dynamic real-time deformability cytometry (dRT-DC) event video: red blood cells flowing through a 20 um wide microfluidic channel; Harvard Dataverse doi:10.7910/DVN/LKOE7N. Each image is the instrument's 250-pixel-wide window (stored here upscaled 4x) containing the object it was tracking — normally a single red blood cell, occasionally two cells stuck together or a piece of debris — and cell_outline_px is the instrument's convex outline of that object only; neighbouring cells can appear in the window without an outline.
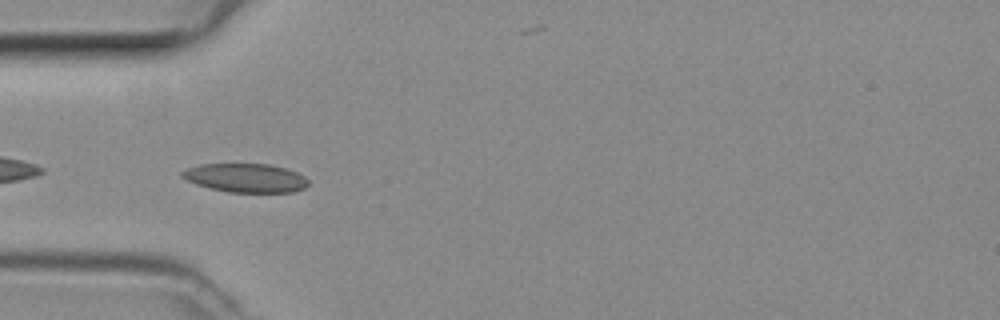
{"species": "common noctule bat (a hibernating species)", "species_latin": "Nyctalus noctula", "temperature_condition": "room temperature", "stored_images_in_passage": 45, "camera_frame_rate_fps": 3000, "um_per_image_px": 0.085, "animal": {"sex": "female", "body_mass_g": 29.2, "forearm_length_mm": 56.3}, "frame": {"image": 1, "passage_image": 12, "time_ms": 3.667, "image_size_px": [1000, 320], "cell_outline_px": [[308, 184], [304, 188], [292, 192], [228, 192], [208, 188], [196, 184], [180, 176], [180, 172], [188, 168], [200, 164], [268, 164], [288, 168], [304, 176], [308, 180]], "centroid_in_image_um": [20.88, 15.12], "position_along_channel_um": 64.1, "area_um2": 21.21}}
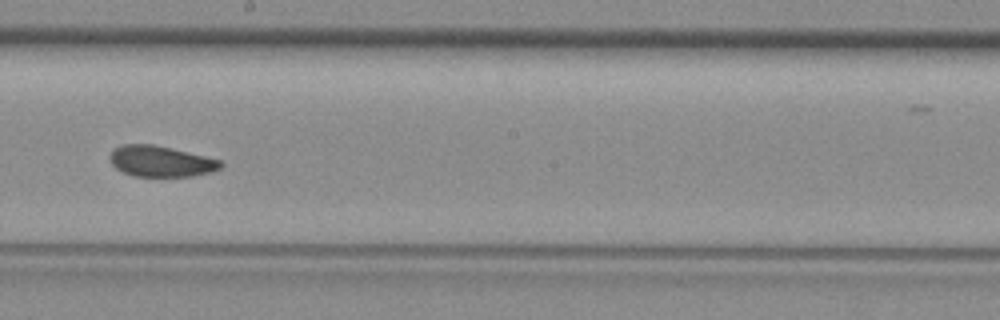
{"frame": {"image": 2, "passage_image": 24, "time_ms": 7.667, "image_size_px": [1000, 320], "cell_outline_px": [[224, 164], [220, 168], [212, 172], [192, 176], [132, 176], [116, 168], [112, 164], [108, 156], [112, 148], [124, 144], [152, 144], [172, 148], [220, 160]], "centroid_in_image_um": [13.64, 13.7], "position_along_channel_um": 234.6, "area_um2": 20.0}}
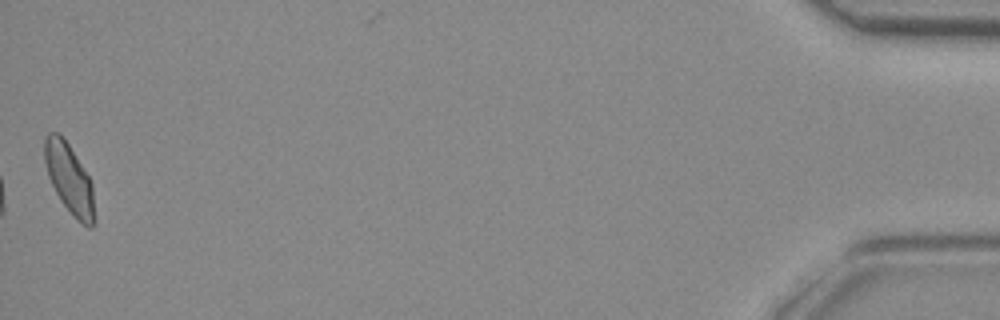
{"frame": {"image": 3, "passage_image": 45, "time_ms": 14.667, "image_size_px": [1000, 320], "cell_outline_px": [[96, 220], [92, 228], [88, 228], [60, 200], [48, 176], [44, 160], [44, 136], [48, 132], [60, 132], [68, 144], [88, 176], [92, 184]], "centroid_in_image_um": [5.88, 15.16], "position_along_channel_um": 429.3, "area_um2": 20.06}}